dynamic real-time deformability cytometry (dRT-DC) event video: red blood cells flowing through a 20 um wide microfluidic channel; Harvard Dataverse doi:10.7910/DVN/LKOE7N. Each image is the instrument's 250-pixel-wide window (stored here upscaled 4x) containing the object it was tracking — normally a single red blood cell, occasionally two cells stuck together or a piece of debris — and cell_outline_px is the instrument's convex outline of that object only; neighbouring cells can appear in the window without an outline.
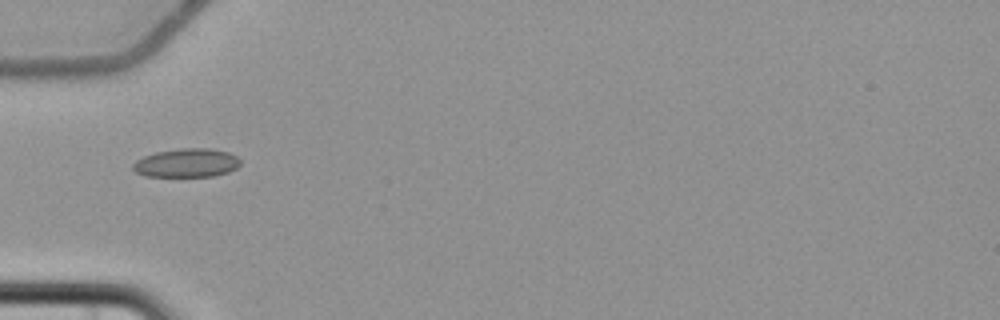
{"species": "common noctule bat (a hibernating species)", "species_latin": "Nyctalus noctula", "temperature_condition": "cold", "stored_images_in_passage": 8, "camera_frame_rate_fps": 3000, "um_per_image_px": 0.085, "animal": {"sex": "female", "body_mass_g": 22.7, "forearm_length_mm": 54.2}, "frame": {"image": 1, "passage_image": 6, "time_ms": 6.0, "image_size_px": [1000, 320], "cell_outline_px": [[240, 164], [236, 168], [228, 172], [212, 176], [144, 176], [136, 172], [132, 168], [132, 164], [136, 160], [144, 156], [156, 152], [180, 148], [212, 148], [228, 152], [236, 156], [240, 160]], "centroid_in_image_um": [15.86, 13.84], "position_along_channel_um": 69.1, "area_um2": 17.98}}
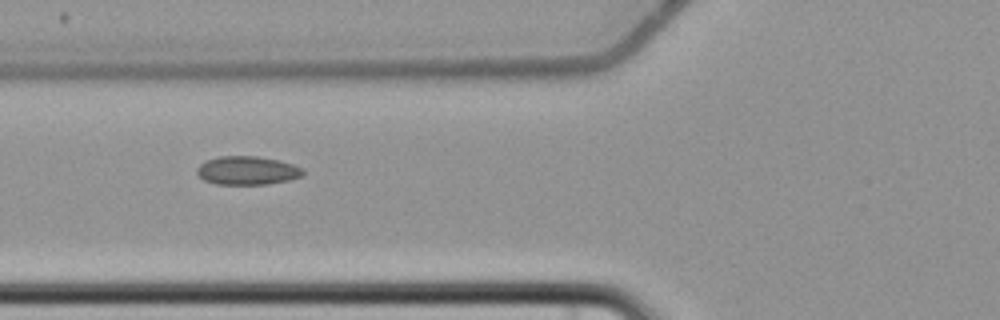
{"frame": {"image": 2, "passage_image": 7, "time_ms": 7.0, "image_size_px": [1000, 320], "cell_outline_px": [[304, 176], [288, 180], [268, 184], [216, 184], [204, 180], [196, 172], [196, 168], [200, 164], [208, 160], [220, 156], [256, 156], [280, 160], [304, 168]], "centroid_in_image_um": [21.05, 14.49], "position_along_channel_um": 104.8, "area_um2": 17.69}}
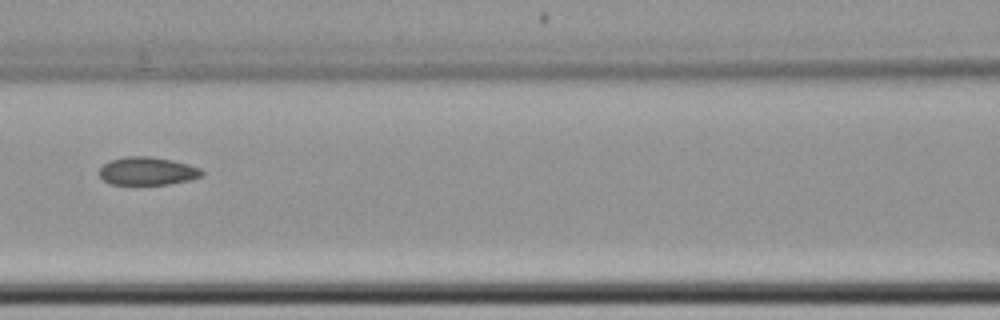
{"frame": {"image": 3, "passage_image": 8, "time_ms": 8.333, "image_size_px": [1000, 320], "cell_outline_px": [[204, 172], [200, 176], [188, 180], [168, 184], [112, 184], [104, 180], [100, 176], [100, 168], [104, 164], [112, 160], [124, 156], [148, 156], [172, 160], [188, 164], [200, 168]], "centroid_in_image_um": [12.53, 14.53], "position_along_channel_um": 154.1, "area_um2": 16.53}}